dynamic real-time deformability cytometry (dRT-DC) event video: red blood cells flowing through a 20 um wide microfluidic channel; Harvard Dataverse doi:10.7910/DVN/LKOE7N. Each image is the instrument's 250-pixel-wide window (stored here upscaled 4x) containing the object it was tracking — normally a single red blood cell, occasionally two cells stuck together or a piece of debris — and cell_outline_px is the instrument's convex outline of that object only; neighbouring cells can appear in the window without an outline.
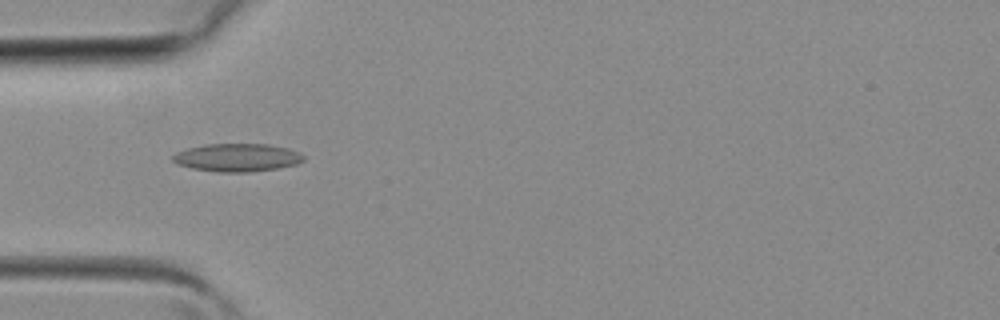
{"species": "common noctule bat (a hibernating species)", "species_latin": "Nyctalus noctula", "temperature_condition": "room temperature", "stored_images_in_passage": 27, "camera_frame_rate_fps": 3000, "um_per_image_px": 0.085, "animal": {"sex": "female", "body_mass_g": 19.3, "forearm_length_mm": 54.1}, "frame": {"image": 1, "passage_image": 1, "time_ms": 0.0, "image_size_px": [1000, 320], "cell_outline_px": [[304, 160], [296, 164], [276, 168], [248, 172], [216, 172], [192, 168], [176, 164], [172, 160], [172, 156], [176, 152], [188, 148], [204, 144], [268, 144], [288, 148], [304, 156]], "centroid_in_image_um": [20.11, 13.39], "position_along_channel_um": 64.9, "area_um2": 21.27}}
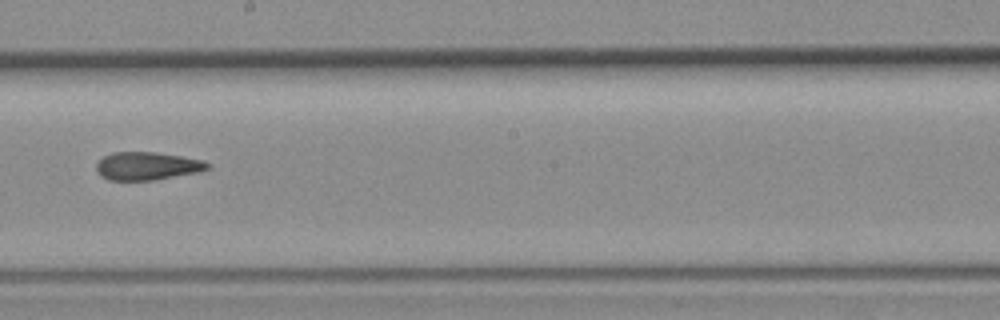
{"frame": {"image": 2, "passage_image": 11, "time_ms": 3.333, "image_size_px": [1000, 320], "cell_outline_px": [[208, 168], [196, 172], [156, 180], [108, 180], [100, 176], [96, 172], [96, 164], [104, 156], [112, 152], [156, 152], [204, 160], [208, 164]], "centroid_in_image_um": [12.45, 14.11], "position_along_channel_um": 235.7, "area_um2": 18.09}}
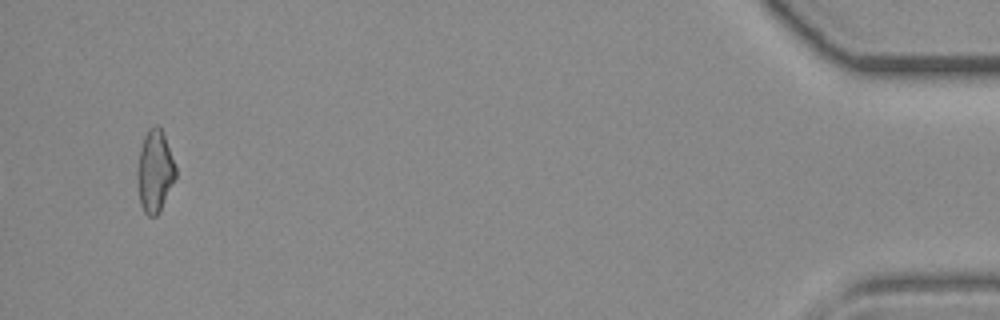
{"frame": {"image": 3, "passage_image": 27, "time_ms": 8.667, "image_size_px": [1000, 320], "cell_outline_px": [[176, 176], [160, 212], [156, 216], [148, 216], [144, 212], [140, 204], [136, 180], [136, 168], [140, 148], [144, 136], [148, 128], [156, 124], [160, 128], [164, 136], [176, 168]], "centroid_in_image_um": [13.12, 14.58], "position_along_channel_um": 422.1, "area_um2": 18.44}}